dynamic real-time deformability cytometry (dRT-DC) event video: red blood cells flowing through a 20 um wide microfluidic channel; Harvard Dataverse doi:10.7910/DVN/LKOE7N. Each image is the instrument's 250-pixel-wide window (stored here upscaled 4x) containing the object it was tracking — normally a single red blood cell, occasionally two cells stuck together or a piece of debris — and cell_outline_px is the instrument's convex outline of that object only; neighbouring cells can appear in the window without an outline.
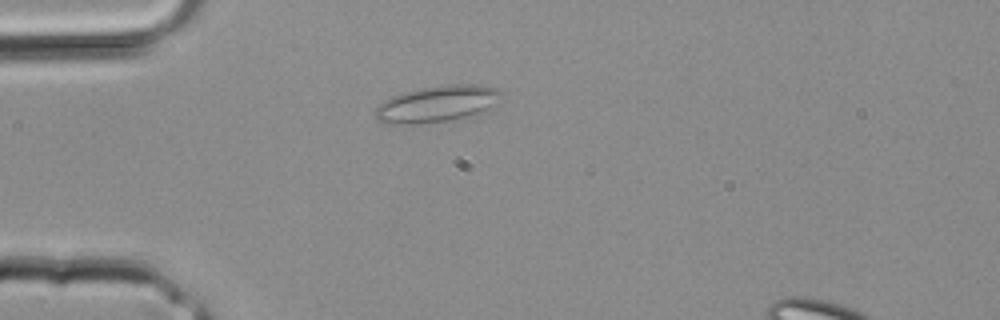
{"species": "common noctule bat (a hibernating species)", "species_latin": "Nyctalus noctula", "temperature_condition": "room temperature", "stored_images_in_passage": 1, "camera_frame_rate_fps": 3000, "um_per_image_px": 0.085, "animal": {"sex": "male", "body_mass_g": 20.4}, "frame": {"image": 1, "passage_image": 1, "time_ms": 0.0, "image_size_px": [1000, 320], "cell_outline_px": [[504, 92], [496, 104], [476, 116], [420, 124], [384, 124], [376, 120], [376, 108], [384, 100], [392, 96], [404, 92], [420, 88], [444, 84], [480, 84], [500, 88]], "centroid_in_image_um": [37.21, 8.83], "position_along_channel_um": 47.8, "area_um2": 27.4}}